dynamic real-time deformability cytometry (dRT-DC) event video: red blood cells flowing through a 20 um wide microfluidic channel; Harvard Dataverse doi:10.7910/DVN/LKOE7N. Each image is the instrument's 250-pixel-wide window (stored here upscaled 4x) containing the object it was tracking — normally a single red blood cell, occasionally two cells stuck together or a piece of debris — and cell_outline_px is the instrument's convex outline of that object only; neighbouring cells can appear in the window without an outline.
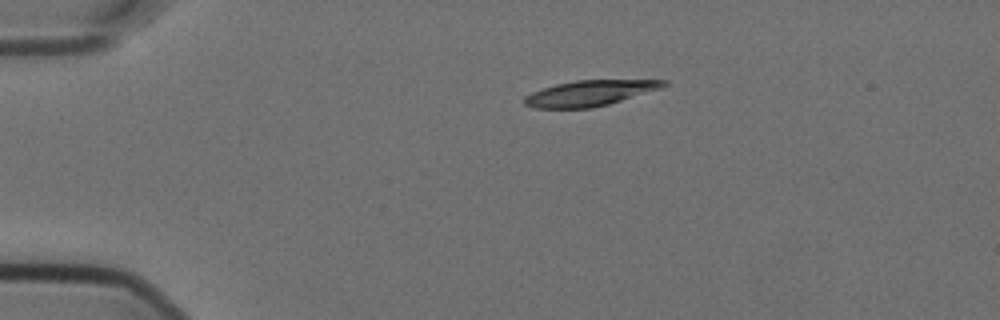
{"species": "Egyptian fruit bat (a non-hibernating species)", "species_latin": "Rousettus aegyptiacus", "temperature_condition": "cold", "stored_images_in_passage": 47, "camera_frame_rate_fps": 3000, "um_per_image_px": 0.085, "animal": {"sex": "female"}, "frame": {"image": 1, "passage_image": 1, "time_ms": 0.0, "image_size_px": [1000, 320], "cell_outline_px": [[668, 84], [660, 88], [608, 104], [592, 108], [536, 108], [524, 104], [524, 96], [532, 92], [556, 84], [576, 80], [668, 80]], "centroid_in_image_um": [50.1, 7.91], "position_along_channel_um": 34.9, "area_um2": 20.46}}
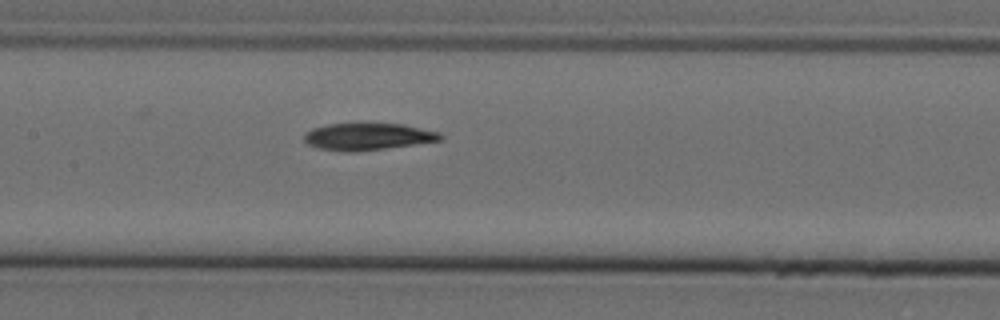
{"frame": {"image": 2, "passage_image": 17, "time_ms": 5.333, "image_size_px": [1000, 320], "cell_outline_px": [[444, 136], [440, 140], [356, 152], [344, 152], [320, 148], [308, 144], [304, 140], [304, 136], [312, 128], [328, 124], [404, 124], [440, 132]], "centroid_in_image_um": [31.26, 11.61], "position_along_channel_um": 176.1, "area_um2": 21.1}}
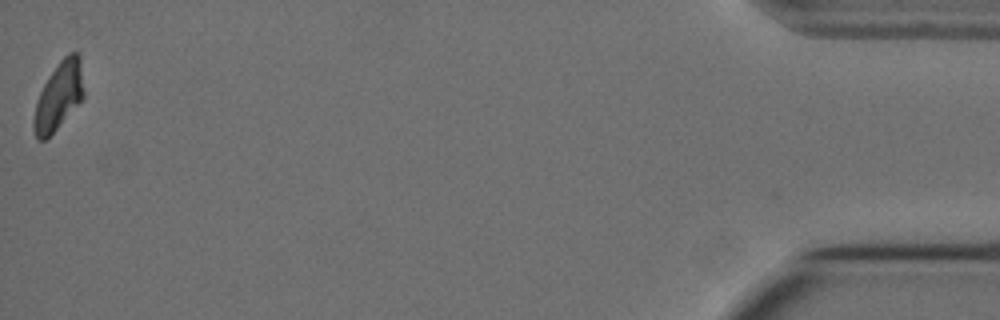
{"frame": {"image": 3, "passage_image": 46, "time_ms": 15.0, "image_size_px": [1000, 320], "cell_outline_px": [[84, 96], [56, 128], [44, 140], [40, 140], [36, 136], [32, 128], [32, 120], [36, 104], [40, 92], [48, 76], [60, 60], [68, 52], [76, 52], [80, 56], [84, 92]], "centroid_in_image_um": [4.98, 8.11], "position_along_channel_um": 430.2, "area_um2": 19.36}, "authors_computed_cell_mechanics": {"area_um2": 21.5594, "velocity_mm_per_s": 3.5505, "shape_relaxation_time_tau1_ms": 7.8697, "shape_relaxation_time_tau2_ms": 9.637, "deformation_change_tau1": 0.1848, "deformation_change_tau2": 0.1597}}